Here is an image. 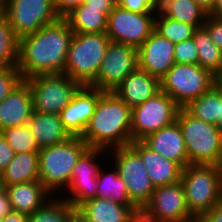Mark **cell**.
Instances as JSON below:
<instances>
[{
    "instance_id": "6da1fadb",
    "label": "cell",
    "mask_w": 222,
    "mask_h": 222,
    "mask_svg": "<svg viewBox=\"0 0 222 222\" xmlns=\"http://www.w3.org/2000/svg\"><path fill=\"white\" fill-rule=\"evenodd\" d=\"M73 31L64 18L19 39L17 69L23 80L63 73Z\"/></svg>"
},
{
    "instance_id": "7a4b0ae2",
    "label": "cell",
    "mask_w": 222,
    "mask_h": 222,
    "mask_svg": "<svg viewBox=\"0 0 222 222\" xmlns=\"http://www.w3.org/2000/svg\"><path fill=\"white\" fill-rule=\"evenodd\" d=\"M88 147L111 150L130 146L131 108L114 92H104L80 136Z\"/></svg>"
},
{
    "instance_id": "3957f363",
    "label": "cell",
    "mask_w": 222,
    "mask_h": 222,
    "mask_svg": "<svg viewBox=\"0 0 222 222\" xmlns=\"http://www.w3.org/2000/svg\"><path fill=\"white\" fill-rule=\"evenodd\" d=\"M186 205L197 219L222 200V166L189 164L181 174Z\"/></svg>"
},
{
    "instance_id": "277c9868",
    "label": "cell",
    "mask_w": 222,
    "mask_h": 222,
    "mask_svg": "<svg viewBox=\"0 0 222 222\" xmlns=\"http://www.w3.org/2000/svg\"><path fill=\"white\" fill-rule=\"evenodd\" d=\"M184 138L189 164L222 166V133L218 126L192 116L184 107L176 118Z\"/></svg>"
},
{
    "instance_id": "5b68a950",
    "label": "cell",
    "mask_w": 222,
    "mask_h": 222,
    "mask_svg": "<svg viewBox=\"0 0 222 222\" xmlns=\"http://www.w3.org/2000/svg\"><path fill=\"white\" fill-rule=\"evenodd\" d=\"M87 148L81 137L73 136L66 142L42 147L38 152L39 181L52 196L56 191L68 188L73 168Z\"/></svg>"
},
{
    "instance_id": "8992f818",
    "label": "cell",
    "mask_w": 222,
    "mask_h": 222,
    "mask_svg": "<svg viewBox=\"0 0 222 222\" xmlns=\"http://www.w3.org/2000/svg\"><path fill=\"white\" fill-rule=\"evenodd\" d=\"M110 42L106 32L73 33L63 74L82 86H89L97 76Z\"/></svg>"
},
{
    "instance_id": "52a82bcc",
    "label": "cell",
    "mask_w": 222,
    "mask_h": 222,
    "mask_svg": "<svg viewBox=\"0 0 222 222\" xmlns=\"http://www.w3.org/2000/svg\"><path fill=\"white\" fill-rule=\"evenodd\" d=\"M161 91L170 96L180 107L210 90L215 76L198 64H179L160 79Z\"/></svg>"
},
{
    "instance_id": "ba28073f",
    "label": "cell",
    "mask_w": 222,
    "mask_h": 222,
    "mask_svg": "<svg viewBox=\"0 0 222 222\" xmlns=\"http://www.w3.org/2000/svg\"><path fill=\"white\" fill-rule=\"evenodd\" d=\"M32 93L34 112L59 114L82 86L67 75L40 74L25 80Z\"/></svg>"
},
{
    "instance_id": "9c48e42d",
    "label": "cell",
    "mask_w": 222,
    "mask_h": 222,
    "mask_svg": "<svg viewBox=\"0 0 222 222\" xmlns=\"http://www.w3.org/2000/svg\"><path fill=\"white\" fill-rule=\"evenodd\" d=\"M181 107L166 93L160 91L144 103L131 108V137L141 141L176 121Z\"/></svg>"
},
{
    "instance_id": "30bf717a",
    "label": "cell",
    "mask_w": 222,
    "mask_h": 222,
    "mask_svg": "<svg viewBox=\"0 0 222 222\" xmlns=\"http://www.w3.org/2000/svg\"><path fill=\"white\" fill-rule=\"evenodd\" d=\"M108 152L114 155L113 167L117 168L125 183L130 200L142 209L150 201L155 190L142 158L131 146L113 148Z\"/></svg>"
},
{
    "instance_id": "8fae6325",
    "label": "cell",
    "mask_w": 222,
    "mask_h": 222,
    "mask_svg": "<svg viewBox=\"0 0 222 222\" xmlns=\"http://www.w3.org/2000/svg\"><path fill=\"white\" fill-rule=\"evenodd\" d=\"M137 68V48L132 45L111 41L97 76L89 86L103 92H113Z\"/></svg>"
},
{
    "instance_id": "7c38bea8",
    "label": "cell",
    "mask_w": 222,
    "mask_h": 222,
    "mask_svg": "<svg viewBox=\"0 0 222 222\" xmlns=\"http://www.w3.org/2000/svg\"><path fill=\"white\" fill-rule=\"evenodd\" d=\"M4 18L20 39L56 22L60 17L54 9L53 0H8Z\"/></svg>"
},
{
    "instance_id": "4fadbf2b",
    "label": "cell",
    "mask_w": 222,
    "mask_h": 222,
    "mask_svg": "<svg viewBox=\"0 0 222 222\" xmlns=\"http://www.w3.org/2000/svg\"><path fill=\"white\" fill-rule=\"evenodd\" d=\"M156 13H136L116 5L108 15L106 34L112 42L137 49L154 31Z\"/></svg>"
},
{
    "instance_id": "5bb4252c",
    "label": "cell",
    "mask_w": 222,
    "mask_h": 222,
    "mask_svg": "<svg viewBox=\"0 0 222 222\" xmlns=\"http://www.w3.org/2000/svg\"><path fill=\"white\" fill-rule=\"evenodd\" d=\"M106 152L105 149L88 147L77 160L67 188L70 195L63 197L75 208L95 198L98 188L97 175L101 167L97 159L99 160L100 155Z\"/></svg>"
},
{
    "instance_id": "9a60e30c",
    "label": "cell",
    "mask_w": 222,
    "mask_h": 222,
    "mask_svg": "<svg viewBox=\"0 0 222 222\" xmlns=\"http://www.w3.org/2000/svg\"><path fill=\"white\" fill-rule=\"evenodd\" d=\"M143 209L161 222H196L188 211L181 181L155 187Z\"/></svg>"
},
{
    "instance_id": "2e32d148",
    "label": "cell",
    "mask_w": 222,
    "mask_h": 222,
    "mask_svg": "<svg viewBox=\"0 0 222 222\" xmlns=\"http://www.w3.org/2000/svg\"><path fill=\"white\" fill-rule=\"evenodd\" d=\"M103 93L97 88L83 85L75 93L72 101L58 114L72 136L80 137L83 134Z\"/></svg>"
},
{
    "instance_id": "e0dca14e",
    "label": "cell",
    "mask_w": 222,
    "mask_h": 222,
    "mask_svg": "<svg viewBox=\"0 0 222 222\" xmlns=\"http://www.w3.org/2000/svg\"><path fill=\"white\" fill-rule=\"evenodd\" d=\"M174 46L170 40L153 31L137 49L138 68L161 79L175 64Z\"/></svg>"
},
{
    "instance_id": "ac0fdd59",
    "label": "cell",
    "mask_w": 222,
    "mask_h": 222,
    "mask_svg": "<svg viewBox=\"0 0 222 222\" xmlns=\"http://www.w3.org/2000/svg\"><path fill=\"white\" fill-rule=\"evenodd\" d=\"M32 111V93L28 83L22 80L0 102V132L9 127L27 125Z\"/></svg>"
},
{
    "instance_id": "d6986e66",
    "label": "cell",
    "mask_w": 222,
    "mask_h": 222,
    "mask_svg": "<svg viewBox=\"0 0 222 222\" xmlns=\"http://www.w3.org/2000/svg\"><path fill=\"white\" fill-rule=\"evenodd\" d=\"M141 141L164 158L177 162L183 169L188 165V154L177 120Z\"/></svg>"
},
{
    "instance_id": "ffe728a7",
    "label": "cell",
    "mask_w": 222,
    "mask_h": 222,
    "mask_svg": "<svg viewBox=\"0 0 222 222\" xmlns=\"http://www.w3.org/2000/svg\"><path fill=\"white\" fill-rule=\"evenodd\" d=\"M130 146L142 158L154 187L172 185L181 180L183 168L177 162L164 158L142 141H133Z\"/></svg>"
},
{
    "instance_id": "44dd1931",
    "label": "cell",
    "mask_w": 222,
    "mask_h": 222,
    "mask_svg": "<svg viewBox=\"0 0 222 222\" xmlns=\"http://www.w3.org/2000/svg\"><path fill=\"white\" fill-rule=\"evenodd\" d=\"M160 91V79L137 68L113 92L130 108H133L154 97Z\"/></svg>"
},
{
    "instance_id": "7402d4cb",
    "label": "cell",
    "mask_w": 222,
    "mask_h": 222,
    "mask_svg": "<svg viewBox=\"0 0 222 222\" xmlns=\"http://www.w3.org/2000/svg\"><path fill=\"white\" fill-rule=\"evenodd\" d=\"M136 205H121L111 199L93 198L82 203L78 215L86 222H128Z\"/></svg>"
},
{
    "instance_id": "603a6c76",
    "label": "cell",
    "mask_w": 222,
    "mask_h": 222,
    "mask_svg": "<svg viewBox=\"0 0 222 222\" xmlns=\"http://www.w3.org/2000/svg\"><path fill=\"white\" fill-rule=\"evenodd\" d=\"M27 125L40 148L57 145L73 137L58 114L32 111Z\"/></svg>"
},
{
    "instance_id": "cb8c5ba5",
    "label": "cell",
    "mask_w": 222,
    "mask_h": 222,
    "mask_svg": "<svg viewBox=\"0 0 222 222\" xmlns=\"http://www.w3.org/2000/svg\"><path fill=\"white\" fill-rule=\"evenodd\" d=\"M0 187L5 188L7 191L12 211L25 213L27 215L42 207L51 199L49 197L52 196L40 181Z\"/></svg>"
},
{
    "instance_id": "d4e9b609",
    "label": "cell",
    "mask_w": 222,
    "mask_h": 222,
    "mask_svg": "<svg viewBox=\"0 0 222 222\" xmlns=\"http://www.w3.org/2000/svg\"><path fill=\"white\" fill-rule=\"evenodd\" d=\"M39 181V153H16L0 176V186Z\"/></svg>"
},
{
    "instance_id": "484cf974",
    "label": "cell",
    "mask_w": 222,
    "mask_h": 222,
    "mask_svg": "<svg viewBox=\"0 0 222 222\" xmlns=\"http://www.w3.org/2000/svg\"><path fill=\"white\" fill-rule=\"evenodd\" d=\"M156 12L196 28L203 27L208 15L194 0H163L156 6Z\"/></svg>"
},
{
    "instance_id": "4316f807",
    "label": "cell",
    "mask_w": 222,
    "mask_h": 222,
    "mask_svg": "<svg viewBox=\"0 0 222 222\" xmlns=\"http://www.w3.org/2000/svg\"><path fill=\"white\" fill-rule=\"evenodd\" d=\"M184 108L195 118L219 128L222 126V94L215 85Z\"/></svg>"
},
{
    "instance_id": "83f0119b",
    "label": "cell",
    "mask_w": 222,
    "mask_h": 222,
    "mask_svg": "<svg viewBox=\"0 0 222 222\" xmlns=\"http://www.w3.org/2000/svg\"><path fill=\"white\" fill-rule=\"evenodd\" d=\"M64 19L73 33H104L107 30L108 16L101 9L84 4L77 6Z\"/></svg>"
},
{
    "instance_id": "f1b7e54d",
    "label": "cell",
    "mask_w": 222,
    "mask_h": 222,
    "mask_svg": "<svg viewBox=\"0 0 222 222\" xmlns=\"http://www.w3.org/2000/svg\"><path fill=\"white\" fill-rule=\"evenodd\" d=\"M193 40L198 52V65L214 76L222 72V50L210 38L204 27L197 28Z\"/></svg>"
},
{
    "instance_id": "f546056e",
    "label": "cell",
    "mask_w": 222,
    "mask_h": 222,
    "mask_svg": "<svg viewBox=\"0 0 222 222\" xmlns=\"http://www.w3.org/2000/svg\"><path fill=\"white\" fill-rule=\"evenodd\" d=\"M60 198L52 196L42 207L28 215V222H72L78 214L77 208L62 196Z\"/></svg>"
},
{
    "instance_id": "4dcf8cb0",
    "label": "cell",
    "mask_w": 222,
    "mask_h": 222,
    "mask_svg": "<svg viewBox=\"0 0 222 222\" xmlns=\"http://www.w3.org/2000/svg\"><path fill=\"white\" fill-rule=\"evenodd\" d=\"M98 188L95 198L111 199L121 205H135L129 198L127 187L119 176L117 168L109 173L99 169L97 175Z\"/></svg>"
},
{
    "instance_id": "1f68e13d",
    "label": "cell",
    "mask_w": 222,
    "mask_h": 222,
    "mask_svg": "<svg viewBox=\"0 0 222 222\" xmlns=\"http://www.w3.org/2000/svg\"><path fill=\"white\" fill-rule=\"evenodd\" d=\"M196 29L193 25L169 19L157 12L154 17V31L174 44L193 38Z\"/></svg>"
},
{
    "instance_id": "d6a6232c",
    "label": "cell",
    "mask_w": 222,
    "mask_h": 222,
    "mask_svg": "<svg viewBox=\"0 0 222 222\" xmlns=\"http://www.w3.org/2000/svg\"><path fill=\"white\" fill-rule=\"evenodd\" d=\"M19 38L4 18L0 21V67H16L18 62Z\"/></svg>"
},
{
    "instance_id": "836d02e7",
    "label": "cell",
    "mask_w": 222,
    "mask_h": 222,
    "mask_svg": "<svg viewBox=\"0 0 222 222\" xmlns=\"http://www.w3.org/2000/svg\"><path fill=\"white\" fill-rule=\"evenodd\" d=\"M1 132L15 153L39 152L41 150L28 125L9 127Z\"/></svg>"
},
{
    "instance_id": "e575fe53",
    "label": "cell",
    "mask_w": 222,
    "mask_h": 222,
    "mask_svg": "<svg viewBox=\"0 0 222 222\" xmlns=\"http://www.w3.org/2000/svg\"><path fill=\"white\" fill-rule=\"evenodd\" d=\"M174 60L179 64H198V52L193 38L175 43Z\"/></svg>"
},
{
    "instance_id": "d590c367",
    "label": "cell",
    "mask_w": 222,
    "mask_h": 222,
    "mask_svg": "<svg viewBox=\"0 0 222 222\" xmlns=\"http://www.w3.org/2000/svg\"><path fill=\"white\" fill-rule=\"evenodd\" d=\"M22 80L17 67H0V102L7 97Z\"/></svg>"
},
{
    "instance_id": "8d00e7d4",
    "label": "cell",
    "mask_w": 222,
    "mask_h": 222,
    "mask_svg": "<svg viewBox=\"0 0 222 222\" xmlns=\"http://www.w3.org/2000/svg\"><path fill=\"white\" fill-rule=\"evenodd\" d=\"M117 5L136 13H156L151 0H117Z\"/></svg>"
},
{
    "instance_id": "74e56055",
    "label": "cell",
    "mask_w": 222,
    "mask_h": 222,
    "mask_svg": "<svg viewBox=\"0 0 222 222\" xmlns=\"http://www.w3.org/2000/svg\"><path fill=\"white\" fill-rule=\"evenodd\" d=\"M203 27L215 45L222 50V20L207 15Z\"/></svg>"
},
{
    "instance_id": "f35d334b",
    "label": "cell",
    "mask_w": 222,
    "mask_h": 222,
    "mask_svg": "<svg viewBox=\"0 0 222 222\" xmlns=\"http://www.w3.org/2000/svg\"><path fill=\"white\" fill-rule=\"evenodd\" d=\"M15 154L13 149L8 145L5 136L0 132V176L6 170Z\"/></svg>"
},
{
    "instance_id": "ab89813d",
    "label": "cell",
    "mask_w": 222,
    "mask_h": 222,
    "mask_svg": "<svg viewBox=\"0 0 222 222\" xmlns=\"http://www.w3.org/2000/svg\"><path fill=\"white\" fill-rule=\"evenodd\" d=\"M86 0H53L54 9L60 18H64L77 6L84 4Z\"/></svg>"
},
{
    "instance_id": "60d3db41",
    "label": "cell",
    "mask_w": 222,
    "mask_h": 222,
    "mask_svg": "<svg viewBox=\"0 0 222 222\" xmlns=\"http://www.w3.org/2000/svg\"><path fill=\"white\" fill-rule=\"evenodd\" d=\"M196 222H222V200L209 212L200 215Z\"/></svg>"
},
{
    "instance_id": "b9f144b4",
    "label": "cell",
    "mask_w": 222,
    "mask_h": 222,
    "mask_svg": "<svg viewBox=\"0 0 222 222\" xmlns=\"http://www.w3.org/2000/svg\"><path fill=\"white\" fill-rule=\"evenodd\" d=\"M84 5L89 8L101 9V12L108 16L117 5V0H86Z\"/></svg>"
},
{
    "instance_id": "7bdbcfd3",
    "label": "cell",
    "mask_w": 222,
    "mask_h": 222,
    "mask_svg": "<svg viewBox=\"0 0 222 222\" xmlns=\"http://www.w3.org/2000/svg\"><path fill=\"white\" fill-rule=\"evenodd\" d=\"M12 211L10 199L5 188L0 187V218Z\"/></svg>"
},
{
    "instance_id": "ee69618b",
    "label": "cell",
    "mask_w": 222,
    "mask_h": 222,
    "mask_svg": "<svg viewBox=\"0 0 222 222\" xmlns=\"http://www.w3.org/2000/svg\"><path fill=\"white\" fill-rule=\"evenodd\" d=\"M128 222H161L149 215L143 208L135 210Z\"/></svg>"
},
{
    "instance_id": "f6af8a7d",
    "label": "cell",
    "mask_w": 222,
    "mask_h": 222,
    "mask_svg": "<svg viewBox=\"0 0 222 222\" xmlns=\"http://www.w3.org/2000/svg\"><path fill=\"white\" fill-rule=\"evenodd\" d=\"M1 222H28V215L25 213L11 211L1 219Z\"/></svg>"
},
{
    "instance_id": "bcb514c9",
    "label": "cell",
    "mask_w": 222,
    "mask_h": 222,
    "mask_svg": "<svg viewBox=\"0 0 222 222\" xmlns=\"http://www.w3.org/2000/svg\"><path fill=\"white\" fill-rule=\"evenodd\" d=\"M207 14H209L214 5L216 0H194Z\"/></svg>"
},
{
    "instance_id": "7dc6e473",
    "label": "cell",
    "mask_w": 222,
    "mask_h": 222,
    "mask_svg": "<svg viewBox=\"0 0 222 222\" xmlns=\"http://www.w3.org/2000/svg\"><path fill=\"white\" fill-rule=\"evenodd\" d=\"M211 17L222 20V0H216L212 11L208 14Z\"/></svg>"
},
{
    "instance_id": "c3c4849f",
    "label": "cell",
    "mask_w": 222,
    "mask_h": 222,
    "mask_svg": "<svg viewBox=\"0 0 222 222\" xmlns=\"http://www.w3.org/2000/svg\"><path fill=\"white\" fill-rule=\"evenodd\" d=\"M214 85L222 94V72L215 75V84Z\"/></svg>"
},
{
    "instance_id": "681fc988",
    "label": "cell",
    "mask_w": 222,
    "mask_h": 222,
    "mask_svg": "<svg viewBox=\"0 0 222 222\" xmlns=\"http://www.w3.org/2000/svg\"><path fill=\"white\" fill-rule=\"evenodd\" d=\"M8 0H0V13L6 14Z\"/></svg>"
},
{
    "instance_id": "f907efd6",
    "label": "cell",
    "mask_w": 222,
    "mask_h": 222,
    "mask_svg": "<svg viewBox=\"0 0 222 222\" xmlns=\"http://www.w3.org/2000/svg\"><path fill=\"white\" fill-rule=\"evenodd\" d=\"M72 222H86L81 216L78 214L73 218Z\"/></svg>"
},
{
    "instance_id": "816d5d0a",
    "label": "cell",
    "mask_w": 222,
    "mask_h": 222,
    "mask_svg": "<svg viewBox=\"0 0 222 222\" xmlns=\"http://www.w3.org/2000/svg\"><path fill=\"white\" fill-rule=\"evenodd\" d=\"M155 6L160 4L163 0H151Z\"/></svg>"
},
{
    "instance_id": "f5cc1de1",
    "label": "cell",
    "mask_w": 222,
    "mask_h": 222,
    "mask_svg": "<svg viewBox=\"0 0 222 222\" xmlns=\"http://www.w3.org/2000/svg\"><path fill=\"white\" fill-rule=\"evenodd\" d=\"M4 14L3 13H0V21H2L4 19Z\"/></svg>"
}]
</instances>
